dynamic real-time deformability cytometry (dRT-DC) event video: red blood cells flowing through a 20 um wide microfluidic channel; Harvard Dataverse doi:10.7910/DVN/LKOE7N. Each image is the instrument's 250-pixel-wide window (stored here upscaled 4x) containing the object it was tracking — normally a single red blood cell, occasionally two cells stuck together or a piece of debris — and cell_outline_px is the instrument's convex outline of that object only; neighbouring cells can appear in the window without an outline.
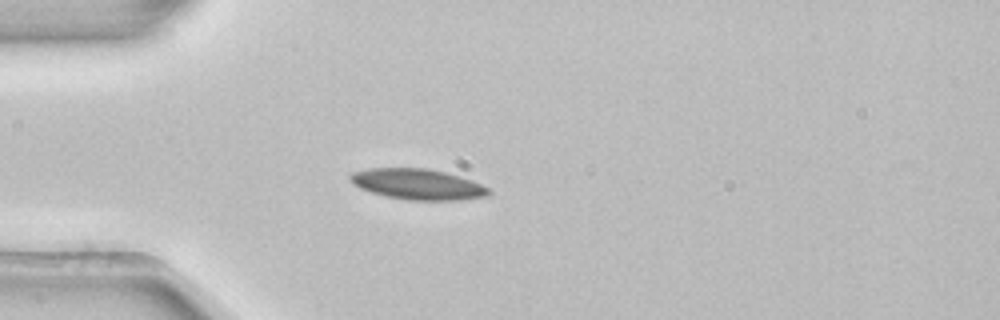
{"species": "common noctule bat (a hibernating species)", "species_latin": "Nyctalus noctula", "temperature_condition": "room temperature", "stored_images_in_passage": 3, "camera_frame_rate_fps": 3000, "um_per_image_px": 0.085, "animal": {"sex": "female", "body_mass_g": 22.7, "forearm_length_mm": 54.2}, "frame": {"image": 1, "passage_image": 3, "time_ms": 0.667, "image_size_px": [1000, 320], "cell_outline_px": [[492, 192], [488, 196], [460, 200], [408, 200], [388, 196], [372, 192], [360, 188], [352, 184], [348, 176], [352, 172], [368, 168], [428, 168], [444, 172], [472, 180], [488, 188]], "centroid_in_image_um": [35.49, 15.65], "position_along_channel_um": 49.5, "area_um2": 24.74}}